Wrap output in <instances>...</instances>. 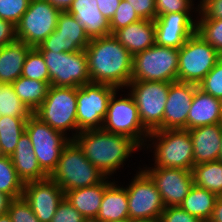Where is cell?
<instances>
[{
  "mask_svg": "<svg viewBox=\"0 0 222 222\" xmlns=\"http://www.w3.org/2000/svg\"><path fill=\"white\" fill-rule=\"evenodd\" d=\"M84 51L91 83L127 88L132 78L133 55L112 34L90 39Z\"/></svg>",
  "mask_w": 222,
  "mask_h": 222,
  "instance_id": "cell-1",
  "label": "cell"
},
{
  "mask_svg": "<svg viewBox=\"0 0 222 222\" xmlns=\"http://www.w3.org/2000/svg\"><path fill=\"white\" fill-rule=\"evenodd\" d=\"M73 141L85 157L106 177H111L142 147L132 138L103 129L80 131Z\"/></svg>",
  "mask_w": 222,
  "mask_h": 222,
  "instance_id": "cell-2",
  "label": "cell"
},
{
  "mask_svg": "<svg viewBox=\"0 0 222 222\" xmlns=\"http://www.w3.org/2000/svg\"><path fill=\"white\" fill-rule=\"evenodd\" d=\"M145 146V150L154 149L152 152L154 155L153 167H174L192 171L194 166L193 144L187 129L150 132Z\"/></svg>",
  "mask_w": 222,
  "mask_h": 222,
  "instance_id": "cell-3",
  "label": "cell"
},
{
  "mask_svg": "<svg viewBox=\"0 0 222 222\" xmlns=\"http://www.w3.org/2000/svg\"><path fill=\"white\" fill-rule=\"evenodd\" d=\"M49 177L66 193L73 189L97 185L106 178V175L85 157L73 140H70Z\"/></svg>",
  "mask_w": 222,
  "mask_h": 222,
  "instance_id": "cell-4",
  "label": "cell"
},
{
  "mask_svg": "<svg viewBox=\"0 0 222 222\" xmlns=\"http://www.w3.org/2000/svg\"><path fill=\"white\" fill-rule=\"evenodd\" d=\"M76 100L77 88L50 85L45 100L34 114L67 137L71 130L69 138L73 140L78 134Z\"/></svg>",
  "mask_w": 222,
  "mask_h": 222,
  "instance_id": "cell-5",
  "label": "cell"
},
{
  "mask_svg": "<svg viewBox=\"0 0 222 222\" xmlns=\"http://www.w3.org/2000/svg\"><path fill=\"white\" fill-rule=\"evenodd\" d=\"M179 49L159 46L133 56L131 81L176 82Z\"/></svg>",
  "mask_w": 222,
  "mask_h": 222,
  "instance_id": "cell-6",
  "label": "cell"
},
{
  "mask_svg": "<svg viewBox=\"0 0 222 222\" xmlns=\"http://www.w3.org/2000/svg\"><path fill=\"white\" fill-rule=\"evenodd\" d=\"M220 59L221 54L196 32L179 49L177 81L198 85Z\"/></svg>",
  "mask_w": 222,
  "mask_h": 222,
  "instance_id": "cell-7",
  "label": "cell"
},
{
  "mask_svg": "<svg viewBox=\"0 0 222 222\" xmlns=\"http://www.w3.org/2000/svg\"><path fill=\"white\" fill-rule=\"evenodd\" d=\"M169 87L170 82L159 81H131L127 85L126 89H129L138 108L140 121L149 133L163 130Z\"/></svg>",
  "mask_w": 222,
  "mask_h": 222,
  "instance_id": "cell-8",
  "label": "cell"
},
{
  "mask_svg": "<svg viewBox=\"0 0 222 222\" xmlns=\"http://www.w3.org/2000/svg\"><path fill=\"white\" fill-rule=\"evenodd\" d=\"M120 90L122 89L116 90L109 100L102 129L130 137L144 148L149 132L140 121L138 108L132 95L128 92L125 94L127 96L119 98L117 92Z\"/></svg>",
  "mask_w": 222,
  "mask_h": 222,
  "instance_id": "cell-9",
  "label": "cell"
},
{
  "mask_svg": "<svg viewBox=\"0 0 222 222\" xmlns=\"http://www.w3.org/2000/svg\"><path fill=\"white\" fill-rule=\"evenodd\" d=\"M25 131L30 137L40 168L49 177L55 170L64 147L71 139L51 128L34 113L27 119Z\"/></svg>",
  "mask_w": 222,
  "mask_h": 222,
  "instance_id": "cell-10",
  "label": "cell"
},
{
  "mask_svg": "<svg viewBox=\"0 0 222 222\" xmlns=\"http://www.w3.org/2000/svg\"><path fill=\"white\" fill-rule=\"evenodd\" d=\"M39 52L47 65L50 85L77 88L91 83L87 56L84 50L61 53Z\"/></svg>",
  "mask_w": 222,
  "mask_h": 222,
  "instance_id": "cell-11",
  "label": "cell"
},
{
  "mask_svg": "<svg viewBox=\"0 0 222 222\" xmlns=\"http://www.w3.org/2000/svg\"><path fill=\"white\" fill-rule=\"evenodd\" d=\"M60 13L48 0H31L16 25L17 40L36 48L56 29Z\"/></svg>",
  "mask_w": 222,
  "mask_h": 222,
  "instance_id": "cell-12",
  "label": "cell"
},
{
  "mask_svg": "<svg viewBox=\"0 0 222 222\" xmlns=\"http://www.w3.org/2000/svg\"><path fill=\"white\" fill-rule=\"evenodd\" d=\"M116 90L117 87L99 83L77 87L78 133L83 130L102 129L109 100Z\"/></svg>",
  "mask_w": 222,
  "mask_h": 222,
  "instance_id": "cell-13",
  "label": "cell"
},
{
  "mask_svg": "<svg viewBox=\"0 0 222 222\" xmlns=\"http://www.w3.org/2000/svg\"><path fill=\"white\" fill-rule=\"evenodd\" d=\"M128 185V186H127ZM125 186L131 221L160 218L165 206L160 193L150 176L139 167V171Z\"/></svg>",
  "mask_w": 222,
  "mask_h": 222,
  "instance_id": "cell-14",
  "label": "cell"
},
{
  "mask_svg": "<svg viewBox=\"0 0 222 222\" xmlns=\"http://www.w3.org/2000/svg\"><path fill=\"white\" fill-rule=\"evenodd\" d=\"M143 167L160 193L165 207L180 206L194 185L191 170L165 167Z\"/></svg>",
  "mask_w": 222,
  "mask_h": 222,
  "instance_id": "cell-15",
  "label": "cell"
},
{
  "mask_svg": "<svg viewBox=\"0 0 222 222\" xmlns=\"http://www.w3.org/2000/svg\"><path fill=\"white\" fill-rule=\"evenodd\" d=\"M89 42L84 27L77 23L72 14L61 11L56 29L36 49L56 53L76 52L85 50Z\"/></svg>",
  "mask_w": 222,
  "mask_h": 222,
  "instance_id": "cell-16",
  "label": "cell"
},
{
  "mask_svg": "<svg viewBox=\"0 0 222 222\" xmlns=\"http://www.w3.org/2000/svg\"><path fill=\"white\" fill-rule=\"evenodd\" d=\"M190 12L163 14L154 19L155 44L180 49L196 33L197 19Z\"/></svg>",
  "mask_w": 222,
  "mask_h": 222,
  "instance_id": "cell-17",
  "label": "cell"
},
{
  "mask_svg": "<svg viewBox=\"0 0 222 222\" xmlns=\"http://www.w3.org/2000/svg\"><path fill=\"white\" fill-rule=\"evenodd\" d=\"M23 197L40 222H51L58 205L65 198L60 186L50 177L24 184Z\"/></svg>",
  "mask_w": 222,
  "mask_h": 222,
  "instance_id": "cell-18",
  "label": "cell"
},
{
  "mask_svg": "<svg viewBox=\"0 0 222 222\" xmlns=\"http://www.w3.org/2000/svg\"><path fill=\"white\" fill-rule=\"evenodd\" d=\"M198 85L170 82L163 116V130L187 129V116Z\"/></svg>",
  "mask_w": 222,
  "mask_h": 222,
  "instance_id": "cell-19",
  "label": "cell"
},
{
  "mask_svg": "<svg viewBox=\"0 0 222 222\" xmlns=\"http://www.w3.org/2000/svg\"><path fill=\"white\" fill-rule=\"evenodd\" d=\"M67 12L84 27L89 39L111 35L110 21L102 15L96 0H73Z\"/></svg>",
  "mask_w": 222,
  "mask_h": 222,
  "instance_id": "cell-20",
  "label": "cell"
},
{
  "mask_svg": "<svg viewBox=\"0 0 222 222\" xmlns=\"http://www.w3.org/2000/svg\"><path fill=\"white\" fill-rule=\"evenodd\" d=\"M191 135L194 165L218 161L221 149L222 125H205L188 130Z\"/></svg>",
  "mask_w": 222,
  "mask_h": 222,
  "instance_id": "cell-21",
  "label": "cell"
},
{
  "mask_svg": "<svg viewBox=\"0 0 222 222\" xmlns=\"http://www.w3.org/2000/svg\"><path fill=\"white\" fill-rule=\"evenodd\" d=\"M221 106L222 100L197 88L187 116V130L221 123Z\"/></svg>",
  "mask_w": 222,
  "mask_h": 222,
  "instance_id": "cell-22",
  "label": "cell"
},
{
  "mask_svg": "<svg viewBox=\"0 0 222 222\" xmlns=\"http://www.w3.org/2000/svg\"><path fill=\"white\" fill-rule=\"evenodd\" d=\"M133 56L155 44L154 20L141 19L112 34Z\"/></svg>",
  "mask_w": 222,
  "mask_h": 222,
  "instance_id": "cell-23",
  "label": "cell"
},
{
  "mask_svg": "<svg viewBox=\"0 0 222 222\" xmlns=\"http://www.w3.org/2000/svg\"><path fill=\"white\" fill-rule=\"evenodd\" d=\"M10 157L19 179L24 184L48 177L38 164L30 137L26 131L19 138L16 149Z\"/></svg>",
  "mask_w": 222,
  "mask_h": 222,
  "instance_id": "cell-24",
  "label": "cell"
},
{
  "mask_svg": "<svg viewBox=\"0 0 222 222\" xmlns=\"http://www.w3.org/2000/svg\"><path fill=\"white\" fill-rule=\"evenodd\" d=\"M111 180L110 177H106L97 185L67 191L65 198L87 221L94 222L101 206L104 190L115 179Z\"/></svg>",
  "mask_w": 222,
  "mask_h": 222,
  "instance_id": "cell-25",
  "label": "cell"
},
{
  "mask_svg": "<svg viewBox=\"0 0 222 222\" xmlns=\"http://www.w3.org/2000/svg\"><path fill=\"white\" fill-rule=\"evenodd\" d=\"M116 182V183H115ZM113 181L105 190L101 206L94 222H110L129 219L126 188Z\"/></svg>",
  "mask_w": 222,
  "mask_h": 222,
  "instance_id": "cell-26",
  "label": "cell"
},
{
  "mask_svg": "<svg viewBox=\"0 0 222 222\" xmlns=\"http://www.w3.org/2000/svg\"><path fill=\"white\" fill-rule=\"evenodd\" d=\"M30 49L28 44L18 40L0 48V83H13L22 75Z\"/></svg>",
  "mask_w": 222,
  "mask_h": 222,
  "instance_id": "cell-27",
  "label": "cell"
},
{
  "mask_svg": "<svg viewBox=\"0 0 222 222\" xmlns=\"http://www.w3.org/2000/svg\"><path fill=\"white\" fill-rule=\"evenodd\" d=\"M217 197L215 193L193 185L180 207L203 222H208Z\"/></svg>",
  "mask_w": 222,
  "mask_h": 222,
  "instance_id": "cell-28",
  "label": "cell"
},
{
  "mask_svg": "<svg viewBox=\"0 0 222 222\" xmlns=\"http://www.w3.org/2000/svg\"><path fill=\"white\" fill-rule=\"evenodd\" d=\"M12 86L21 102L34 113L45 100L50 82L31 80L20 76L12 83Z\"/></svg>",
  "mask_w": 222,
  "mask_h": 222,
  "instance_id": "cell-29",
  "label": "cell"
},
{
  "mask_svg": "<svg viewBox=\"0 0 222 222\" xmlns=\"http://www.w3.org/2000/svg\"><path fill=\"white\" fill-rule=\"evenodd\" d=\"M29 117L0 116V155L11 156Z\"/></svg>",
  "mask_w": 222,
  "mask_h": 222,
  "instance_id": "cell-30",
  "label": "cell"
},
{
  "mask_svg": "<svg viewBox=\"0 0 222 222\" xmlns=\"http://www.w3.org/2000/svg\"><path fill=\"white\" fill-rule=\"evenodd\" d=\"M192 175L194 185L222 196V162L212 161L194 165Z\"/></svg>",
  "mask_w": 222,
  "mask_h": 222,
  "instance_id": "cell-31",
  "label": "cell"
},
{
  "mask_svg": "<svg viewBox=\"0 0 222 222\" xmlns=\"http://www.w3.org/2000/svg\"><path fill=\"white\" fill-rule=\"evenodd\" d=\"M24 183L19 179L10 156L0 155V192L12 199L23 196Z\"/></svg>",
  "mask_w": 222,
  "mask_h": 222,
  "instance_id": "cell-32",
  "label": "cell"
},
{
  "mask_svg": "<svg viewBox=\"0 0 222 222\" xmlns=\"http://www.w3.org/2000/svg\"><path fill=\"white\" fill-rule=\"evenodd\" d=\"M32 114L16 95L12 83H0V116L30 117Z\"/></svg>",
  "mask_w": 222,
  "mask_h": 222,
  "instance_id": "cell-33",
  "label": "cell"
},
{
  "mask_svg": "<svg viewBox=\"0 0 222 222\" xmlns=\"http://www.w3.org/2000/svg\"><path fill=\"white\" fill-rule=\"evenodd\" d=\"M22 77L31 80L49 82V72L45 60L36 48H31L26 56Z\"/></svg>",
  "mask_w": 222,
  "mask_h": 222,
  "instance_id": "cell-34",
  "label": "cell"
},
{
  "mask_svg": "<svg viewBox=\"0 0 222 222\" xmlns=\"http://www.w3.org/2000/svg\"><path fill=\"white\" fill-rule=\"evenodd\" d=\"M196 32L222 55V19H197Z\"/></svg>",
  "mask_w": 222,
  "mask_h": 222,
  "instance_id": "cell-35",
  "label": "cell"
},
{
  "mask_svg": "<svg viewBox=\"0 0 222 222\" xmlns=\"http://www.w3.org/2000/svg\"><path fill=\"white\" fill-rule=\"evenodd\" d=\"M205 93L222 100V59H220L211 71L198 84Z\"/></svg>",
  "mask_w": 222,
  "mask_h": 222,
  "instance_id": "cell-36",
  "label": "cell"
},
{
  "mask_svg": "<svg viewBox=\"0 0 222 222\" xmlns=\"http://www.w3.org/2000/svg\"><path fill=\"white\" fill-rule=\"evenodd\" d=\"M31 0H0V18L17 25Z\"/></svg>",
  "mask_w": 222,
  "mask_h": 222,
  "instance_id": "cell-37",
  "label": "cell"
},
{
  "mask_svg": "<svg viewBox=\"0 0 222 222\" xmlns=\"http://www.w3.org/2000/svg\"><path fill=\"white\" fill-rule=\"evenodd\" d=\"M140 20L141 18L136 14L134 8H132L125 0H121L113 18L110 20L111 34L120 28Z\"/></svg>",
  "mask_w": 222,
  "mask_h": 222,
  "instance_id": "cell-38",
  "label": "cell"
},
{
  "mask_svg": "<svg viewBox=\"0 0 222 222\" xmlns=\"http://www.w3.org/2000/svg\"><path fill=\"white\" fill-rule=\"evenodd\" d=\"M8 214L12 222H40L23 196L11 201Z\"/></svg>",
  "mask_w": 222,
  "mask_h": 222,
  "instance_id": "cell-39",
  "label": "cell"
},
{
  "mask_svg": "<svg viewBox=\"0 0 222 222\" xmlns=\"http://www.w3.org/2000/svg\"><path fill=\"white\" fill-rule=\"evenodd\" d=\"M194 5V0H156V17L168 13L198 11V6L195 8Z\"/></svg>",
  "mask_w": 222,
  "mask_h": 222,
  "instance_id": "cell-40",
  "label": "cell"
},
{
  "mask_svg": "<svg viewBox=\"0 0 222 222\" xmlns=\"http://www.w3.org/2000/svg\"><path fill=\"white\" fill-rule=\"evenodd\" d=\"M51 222H87V220L64 198L58 205Z\"/></svg>",
  "mask_w": 222,
  "mask_h": 222,
  "instance_id": "cell-41",
  "label": "cell"
},
{
  "mask_svg": "<svg viewBox=\"0 0 222 222\" xmlns=\"http://www.w3.org/2000/svg\"><path fill=\"white\" fill-rule=\"evenodd\" d=\"M196 19H222V0H200ZM200 16V17H198Z\"/></svg>",
  "mask_w": 222,
  "mask_h": 222,
  "instance_id": "cell-42",
  "label": "cell"
},
{
  "mask_svg": "<svg viewBox=\"0 0 222 222\" xmlns=\"http://www.w3.org/2000/svg\"><path fill=\"white\" fill-rule=\"evenodd\" d=\"M160 219L161 222H203L199 218L190 215L180 206L165 207Z\"/></svg>",
  "mask_w": 222,
  "mask_h": 222,
  "instance_id": "cell-43",
  "label": "cell"
},
{
  "mask_svg": "<svg viewBox=\"0 0 222 222\" xmlns=\"http://www.w3.org/2000/svg\"><path fill=\"white\" fill-rule=\"evenodd\" d=\"M134 8L141 19L154 20L156 18V0H125Z\"/></svg>",
  "mask_w": 222,
  "mask_h": 222,
  "instance_id": "cell-44",
  "label": "cell"
},
{
  "mask_svg": "<svg viewBox=\"0 0 222 222\" xmlns=\"http://www.w3.org/2000/svg\"><path fill=\"white\" fill-rule=\"evenodd\" d=\"M16 40V25L0 18V48Z\"/></svg>",
  "mask_w": 222,
  "mask_h": 222,
  "instance_id": "cell-45",
  "label": "cell"
},
{
  "mask_svg": "<svg viewBox=\"0 0 222 222\" xmlns=\"http://www.w3.org/2000/svg\"><path fill=\"white\" fill-rule=\"evenodd\" d=\"M96 2L102 15L110 21L113 18L121 0H96Z\"/></svg>",
  "mask_w": 222,
  "mask_h": 222,
  "instance_id": "cell-46",
  "label": "cell"
},
{
  "mask_svg": "<svg viewBox=\"0 0 222 222\" xmlns=\"http://www.w3.org/2000/svg\"><path fill=\"white\" fill-rule=\"evenodd\" d=\"M208 222H222V196L217 197L213 213Z\"/></svg>",
  "mask_w": 222,
  "mask_h": 222,
  "instance_id": "cell-47",
  "label": "cell"
},
{
  "mask_svg": "<svg viewBox=\"0 0 222 222\" xmlns=\"http://www.w3.org/2000/svg\"><path fill=\"white\" fill-rule=\"evenodd\" d=\"M13 199L3 192H0V216L8 213L10 203Z\"/></svg>",
  "mask_w": 222,
  "mask_h": 222,
  "instance_id": "cell-48",
  "label": "cell"
},
{
  "mask_svg": "<svg viewBox=\"0 0 222 222\" xmlns=\"http://www.w3.org/2000/svg\"><path fill=\"white\" fill-rule=\"evenodd\" d=\"M53 6L61 11H67L73 0H48Z\"/></svg>",
  "mask_w": 222,
  "mask_h": 222,
  "instance_id": "cell-49",
  "label": "cell"
},
{
  "mask_svg": "<svg viewBox=\"0 0 222 222\" xmlns=\"http://www.w3.org/2000/svg\"><path fill=\"white\" fill-rule=\"evenodd\" d=\"M0 222H12V219L8 213L0 216Z\"/></svg>",
  "mask_w": 222,
  "mask_h": 222,
  "instance_id": "cell-50",
  "label": "cell"
},
{
  "mask_svg": "<svg viewBox=\"0 0 222 222\" xmlns=\"http://www.w3.org/2000/svg\"><path fill=\"white\" fill-rule=\"evenodd\" d=\"M132 222H161L160 218H154V219H146V220H136Z\"/></svg>",
  "mask_w": 222,
  "mask_h": 222,
  "instance_id": "cell-51",
  "label": "cell"
},
{
  "mask_svg": "<svg viewBox=\"0 0 222 222\" xmlns=\"http://www.w3.org/2000/svg\"><path fill=\"white\" fill-rule=\"evenodd\" d=\"M218 161L222 162V137H221V149H220V153L218 156Z\"/></svg>",
  "mask_w": 222,
  "mask_h": 222,
  "instance_id": "cell-52",
  "label": "cell"
},
{
  "mask_svg": "<svg viewBox=\"0 0 222 222\" xmlns=\"http://www.w3.org/2000/svg\"><path fill=\"white\" fill-rule=\"evenodd\" d=\"M110 222H132L130 219H121V220H114Z\"/></svg>",
  "mask_w": 222,
  "mask_h": 222,
  "instance_id": "cell-53",
  "label": "cell"
},
{
  "mask_svg": "<svg viewBox=\"0 0 222 222\" xmlns=\"http://www.w3.org/2000/svg\"><path fill=\"white\" fill-rule=\"evenodd\" d=\"M220 124L222 125V106H221V123Z\"/></svg>",
  "mask_w": 222,
  "mask_h": 222,
  "instance_id": "cell-54",
  "label": "cell"
}]
</instances>
